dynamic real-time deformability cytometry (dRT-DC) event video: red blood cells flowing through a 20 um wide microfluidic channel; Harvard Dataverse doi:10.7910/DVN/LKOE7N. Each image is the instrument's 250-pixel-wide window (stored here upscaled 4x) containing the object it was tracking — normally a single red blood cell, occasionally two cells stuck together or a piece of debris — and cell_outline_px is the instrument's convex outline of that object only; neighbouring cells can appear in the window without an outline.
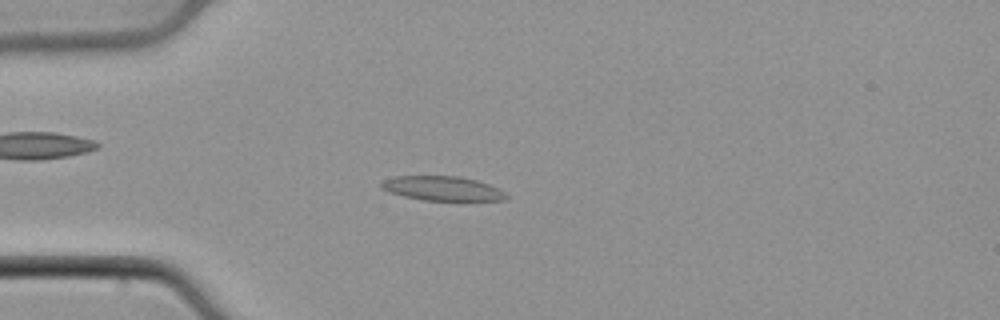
{"species": "common noctule bat (a hibernating species)", "species_latin": "Nyctalus noctula", "temperature_condition": "cold", "stored_images_in_passage": 44, "camera_frame_rate_fps": 3000, "um_per_image_px": 0.085, "animal": {"sex": "male", "body_mass_g": 21.5, "forearm_length_mm": 52.0}, "frame": {"image": 1, "passage_image": 8, "time_ms": 2.333, "image_size_px": [1000, 320], "cell_outline_px": [[508, 196], [504, 200], [464, 204], [460, 204], [424, 200], [404, 196], [388, 192], [380, 188], [380, 184], [384, 180], [392, 176], [460, 176], [476, 180], [488, 184], [504, 192]], "centroid_in_image_um": [37.67, 16.08], "position_along_channel_um": 47.3, "area_um2": 18.84}}
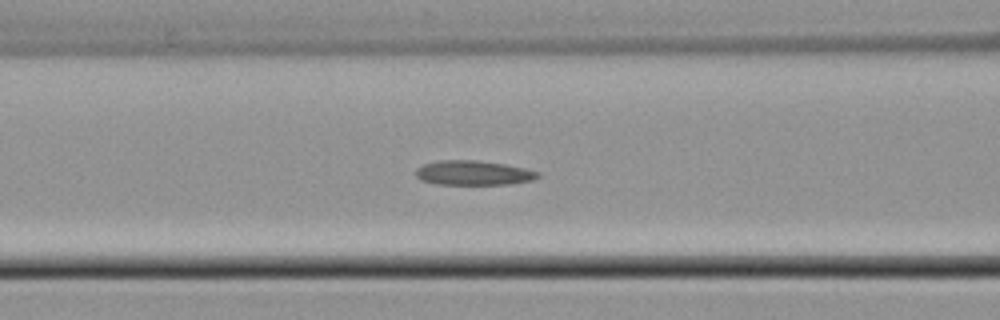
{"frame": {"image": 2, "passage_image": 15, "time_ms": 4.667, "image_size_px": [1000, 320], "cell_outline_px": [[540, 176], [532, 180], [508, 184], [436, 184], [420, 180], [416, 176], [416, 168], [424, 164], [436, 160], [476, 160], [504, 164], [524, 168], [540, 172]], "centroid_in_image_um": [40.21, 14.69], "position_along_channel_um": 126.4, "area_um2": 17.46}}
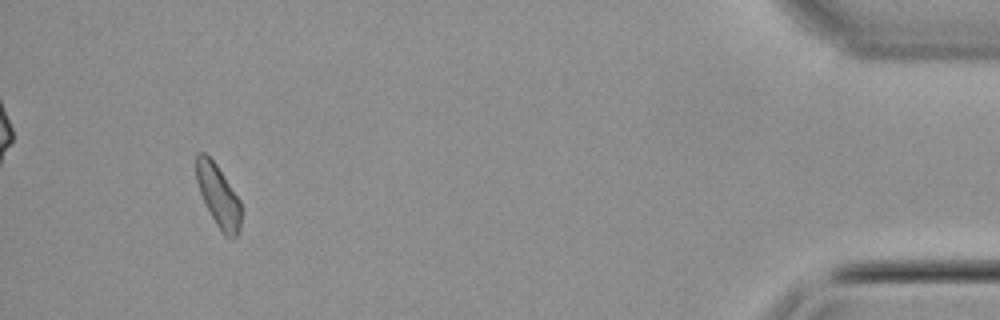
{"frame": {"image": 3, "passage_image": 41, "time_ms": 13.333, "image_size_px": [1000, 320], "cell_outline_px": [[240, 232], [232, 240], [228, 240], [224, 236], [216, 224], [200, 192], [196, 180], [196, 152], [204, 152], [216, 164], [240, 200]], "centroid_in_image_um": [18.56, 16.68], "position_along_channel_um": 416.6, "area_um2": 16.13}}